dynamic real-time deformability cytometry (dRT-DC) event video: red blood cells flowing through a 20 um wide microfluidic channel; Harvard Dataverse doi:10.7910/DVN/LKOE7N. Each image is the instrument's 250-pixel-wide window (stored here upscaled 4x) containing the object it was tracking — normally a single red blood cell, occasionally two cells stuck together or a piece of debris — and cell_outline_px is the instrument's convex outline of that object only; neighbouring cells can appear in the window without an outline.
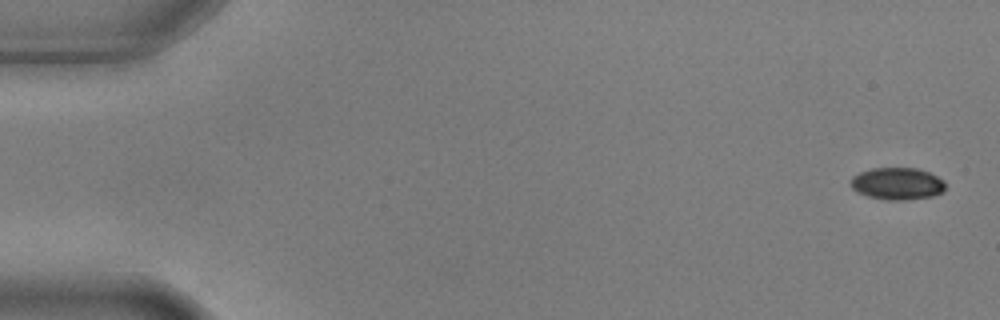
{"species": "common noctule bat (a hibernating species)", "species_latin": "Nyctalus noctula", "temperature_condition": "warm", "stored_images_in_passage": 4, "camera_frame_rate_fps": 3000, "um_per_image_px": 0.085, "animal": {"sex": "male", "body_mass_g": 17.9, "forearm_length_mm": 54.2}, "frame": {"image": 1, "passage_image": 1, "time_ms": 0.0, "image_size_px": [1000, 320], "cell_outline_px": [[944, 192], [932, 196], [904, 200], [884, 200], [868, 196], [856, 192], [848, 184], [852, 176], [860, 172], [872, 168], [916, 168], [928, 172], [944, 180]], "centroid_in_image_um": [76.22, 15.61], "position_along_channel_um": 8.8, "area_um2": 17.86}}
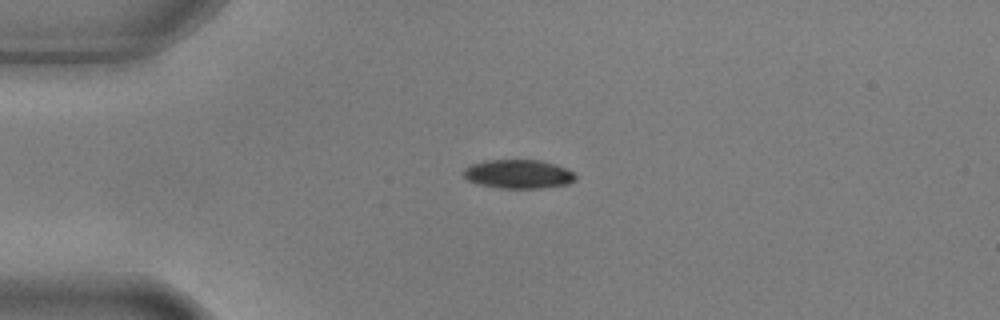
{"frame": {"image": 2, "passage_image": 4, "time_ms": 1.0, "image_size_px": [1000, 320], "cell_outline_px": [[576, 180], [568, 184], [540, 188], [500, 188], [480, 184], [468, 180], [464, 176], [464, 168], [472, 164], [484, 160], [540, 160], [556, 164], [568, 168], [576, 176]], "centroid_in_image_um": [44.09, 14.79], "position_along_channel_um": 40.9, "area_um2": 18.84}}